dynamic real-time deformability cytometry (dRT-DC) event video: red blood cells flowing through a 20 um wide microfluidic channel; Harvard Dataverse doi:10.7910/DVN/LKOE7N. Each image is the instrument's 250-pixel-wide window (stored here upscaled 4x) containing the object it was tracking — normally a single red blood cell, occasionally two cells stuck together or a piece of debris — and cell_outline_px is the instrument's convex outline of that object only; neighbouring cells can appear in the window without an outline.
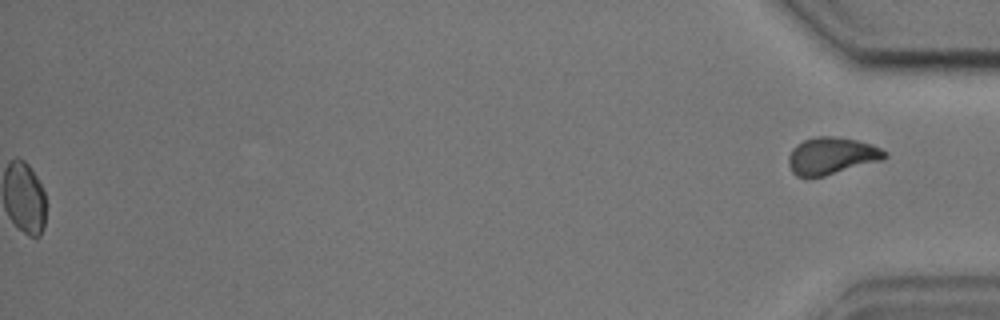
{"species": "common noctule bat (a hibernating species)", "species_latin": "Nyctalus noctula", "temperature_condition": "cold", "stored_images_in_passage": 55, "segment_of_instrument_passage": [2, 2], "camera_frame_rate_fps": 3000, "um_per_image_px": 0.085, "animal": {"sex": "male", "body_mass_g": 17.9, "forearm_length_mm": 54.2}, "frame": {"image": 1, "passage_image": 55, "time_ms": 18.0, "image_size_px": [1000, 320], "cell_outline_px": [[888, 156], [884, 160], [824, 176], [796, 176], [792, 172], [788, 164], [788, 156], [792, 148], [796, 144], [804, 140], [816, 136], [832, 136], [856, 140], [872, 144], [888, 152]], "centroid_in_image_um": [70.7, 13.24], "position_along_channel_um": 364.5, "area_um2": 20.92}}